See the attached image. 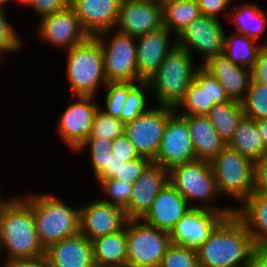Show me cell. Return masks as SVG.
Here are the masks:
<instances>
[{
	"instance_id": "1",
	"label": "cell",
	"mask_w": 267,
	"mask_h": 267,
	"mask_svg": "<svg viewBox=\"0 0 267 267\" xmlns=\"http://www.w3.org/2000/svg\"><path fill=\"white\" fill-rule=\"evenodd\" d=\"M0 247L6 253L0 267L15 259L45 255L32 209L18 195L11 196V200L0 211Z\"/></svg>"
},
{
	"instance_id": "26",
	"label": "cell",
	"mask_w": 267,
	"mask_h": 267,
	"mask_svg": "<svg viewBox=\"0 0 267 267\" xmlns=\"http://www.w3.org/2000/svg\"><path fill=\"white\" fill-rule=\"evenodd\" d=\"M227 21L235 25V33L244 34L259 43H267L266 40L260 39L267 29V13L258 3L243 1L239 5L236 4V7L232 6Z\"/></svg>"
},
{
	"instance_id": "30",
	"label": "cell",
	"mask_w": 267,
	"mask_h": 267,
	"mask_svg": "<svg viewBox=\"0 0 267 267\" xmlns=\"http://www.w3.org/2000/svg\"><path fill=\"white\" fill-rule=\"evenodd\" d=\"M261 43L244 34L225 31L224 54L233 64L251 70L257 60L258 48Z\"/></svg>"
},
{
	"instance_id": "51",
	"label": "cell",
	"mask_w": 267,
	"mask_h": 267,
	"mask_svg": "<svg viewBox=\"0 0 267 267\" xmlns=\"http://www.w3.org/2000/svg\"><path fill=\"white\" fill-rule=\"evenodd\" d=\"M256 123L264 143L265 151H267V118L257 120Z\"/></svg>"
},
{
	"instance_id": "38",
	"label": "cell",
	"mask_w": 267,
	"mask_h": 267,
	"mask_svg": "<svg viewBox=\"0 0 267 267\" xmlns=\"http://www.w3.org/2000/svg\"><path fill=\"white\" fill-rule=\"evenodd\" d=\"M100 106L95 114L91 132L88 138H101L114 141L124 134L125 124L101 110Z\"/></svg>"
},
{
	"instance_id": "27",
	"label": "cell",
	"mask_w": 267,
	"mask_h": 267,
	"mask_svg": "<svg viewBox=\"0 0 267 267\" xmlns=\"http://www.w3.org/2000/svg\"><path fill=\"white\" fill-rule=\"evenodd\" d=\"M91 242L96 267H126V225L115 233L98 237Z\"/></svg>"
},
{
	"instance_id": "21",
	"label": "cell",
	"mask_w": 267,
	"mask_h": 267,
	"mask_svg": "<svg viewBox=\"0 0 267 267\" xmlns=\"http://www.w3.org/2000/svg\"><path fill=\"white\" fill-rule=\"evenodd\" d=\"M190 209L187 200L168 182L141 220L170 233L180 218Z\"/></svg>"
},
{
	"instance_id": "17",
	"label": "cell",
	"mask_w": 267,
	"mask_h": 267,
	"mask_svg": "<svg viewBox=\"0 0 267 267\" xmlns=\"http://www.w3.org/2000/svg\"><path fill=\"white\" fill-rule=\"evenodd\" d=\"M163 27V7L155 0H122L115 30L140 36Z\"/></svg>"
},
{
	"instance_id": "46",
	"label": "cell",
	"mask_w": 267,
	"mask_h": 267,
	"mask_svg": "<svg viewBox=\"0 0 267 267\" xmlns=\"http://www.w3.org/2000/svg\"><path fill=\"white\" fill-rule=\"evenodd\" d=\"M112 154L118 159H124V162L140 157L135 146L124 134L112 142Z\"/></svg>"
},
{
	"instance_id": "15",
	"label": "cell",
	"mask_w": 267,
	"mask_h": 267,
	"mask_svg": "<svg viewBox=\"0 0 267 267\" xmlns=\"http://www.w3.org/2000/svg\"><path fill=\"white\" fill-rule=\"evenodd\" d=\"M197 159L186 120L176 111L168 118L160 148L153 163L170 170Z\"/></svg>"
},
{
	"instance_id": "7",
	"label": "cell",
	"mask_w": 267,
	"mask_h": 267,
	"mask_svg": "<svg viewBox=\"0 0 267 267\" xmlns=\"http://www.w3.org/2000/svg\"><path fill=\"white\" fill-rule=\"evenodd\" d=\"M222 197L240 205L254 192V162L226 146L211 162Z\"/></svg>"
},
{
	"instance_id": "3",
	"label": "cell",
	"mask_w": 267,
	"mask_h": 267,
	"mask_svg": "<svg viewBox=\"0 0 267 267\" xmlns=\"http://www.w3.org/2000/svg\"><path fill=\"white\" fill-rule=\"evenodd\" d=\"M20 197L32 209L38 238L45 249L80 232V205L72 207L54 193L30 191Z\"/></svg>"
},
{
	"instance_id": "29",
	"label": "cell",
	"mask_w": 267,
	"mask_h": 267,
	"mask_svg": "<svg viewBox=\"0 0 267 267\" xmlns=\"http://www.w3.org/2000/svg\"><path fill=\"white\" fill-rule=\"evenodd\" d=\"M220 138L227 145L232 139L244 112L241 102L229 100L215 104L206 115Z\"/></svg>"
},
{
	"instance_id": "28",
	"label": "cell",
	"mask_w": 267,
	"mask_h": 267,
	"mask_svg": "<svg viewBox=\"0 0 267 267\" xmlns=\"http://www.w3.org/2000/svg\"><path fill=\"white\" fill-rule=\"evenodd\" d=\"M227 146L255 162L265 152L256 120L243 116Z\"/></svg>"
},
{
	"instance_id": "12",
	"label": "cell",
	"mask_w": 267,
	"mask_h": 267,
	"mask_svg": "<svg viewBox=\"0 0 267 267\" xmlns=\"http://www.w3.org/2000/svg\"><path fill=\"white\" fill-rule=\"evenodd\" d=\"M221 22L215 17L199 16L176 36L177 46L187 50L192 57L194 52L200 53L204 57L202 64L223 54L225 28Z\"/></svg>"
},
{
	"instance_id": "48",
	"label": "cell",
	"mask_w": 267,
	"mask_h": 267,
	"mask_svg": "<svg viewBox=\"0 0 267 267\" xmlns=\"http://www.w3.org/2000/svg\"><path fill=\"white\" fill-rule=\"evenodd\" d=\"M3 267H49L45 255L36 258L15 259L5 263Z\"/></svg>"
},
{
	"instance_id": "42",
	"label": "cell",
	"mask_w": 267,
	"mask_h": 267,
	"mask_svg": "<svg viewBox=\"0 0 267 267\" xmlns=\"http://www.w3.org/2000/svg\"><path fill=\"white\" fill-rule=\"evenodd\" d=\"M151 162L152 161H150L148 158L142 156L123 162V164H121L118 168V172L115 173L112 179L135 183V181L141 176V173Z\"/></svg>"
},
{
	"instance_id": "49",
	"label": "cell",
	"mask_w": 267,
	"mask_h": 267,
	"mask_svg": "<svg viewBox=\"0 0 267 267\" xmlns=\"http://www.w3.org/2000/svg\"><path fill=\"white\" fill-rule=\"evenodd\" d=\"M248 267H267V246H254Z\"/></svg>"
},
{
	"instance_id": "36",
	"label": "cell",
	"mask_w": 267,
	"mask_h": 267,
	"mask_svg": "<svg viewBox=\"0 0 267 267\" xmlns=\"http://www.w3.org/2000/svg\"><path fill=\"white\" fill-rule=\"evenodd\" d=\"M138 83L139 82H108L103 88V90H106V96L103 98V103H105L103 106L105 109L102 107L101 110L119 119L122 115L123 106L126 104L128 93Z\"/></svg>"
},
{
	"instance_id": "18",
	"label": "cell",
	"mask_w": 267,
	"mask_h": 267,
	"mask_svg": "<svg viewBox=\"0 0 267 267\" xmlns=\"http://www.w3.org/2000/svg\"><path fill=\"white\" fill-rule=\"evenodd\" d=\"M172 36L175 35L165 26L136 36V68L142 81H148L156 73L166 56L177 45L176 37L173 40Z\"/></svg>"
},
{
	"instance_id": "8",
	"label": "cell",
	"mask_w": 267,
	"mask_h": 267,
	"mask_svg": "<svg viewBox=\"0 0 267 267\" xmlns=\"http://www.w3.org/2000/svg\"><path fill=\"white\" fill-rule=\"evenodd\" d=\"M126 267H159L171 245L168 232L146 224L141 219L126 222Z\"/></svg>"
},
{
	"instance_id": "22",
	"label": "cell",
	"mask_w": 267,
	"mask_h": 267,
	"mask_svg": "<svg viewBox=\"0 0 267 267\" xmlns=\"http://www.w3.org/2000/svg\"><path fill=\"white\" fill-rule=\"evenodd\" d=\"M200 65L219 81L230 100H244L251 81V70L233 64L224 53L211 57Z\"/></svg>"
},
{
	"instance_id": "34",
	"label": "cell",
	"mask_w": 267,
	"mask_h": 267,
	"mask_svg": "<svg viewBox=\"0 0 267 267\" xmlns=\"http://www.w3.org/2000/svg\"><path fill=\"white\" fill-rule=\"evenodd\" d=\"M151 94L150 87L147 81L139 82L129 93L126 99V104L123 106L120 120L125 124L139 117L142 113L148 111L152 106L147 102Z\"/></svg>"
},
{
	"instance_id": "25",
	"label": "cell",
	"mask_w": 267,
	"mask_h": 267,
	"mask_svg": "<svg viewBox=\"0 0 267 267\" xmlns=\"http://www.w3.org/2000/svg\"><path fill=\"white\" fill-rule=\"evenodd\" d=\"M188 124L197 159L211 162L227 145L207 116L181 115Z\"/></svg>"
},
{
	"instance_id": "4",
	"label": "cell",
	"mask_w": 267,
	"mask_h": 267,
	"mask_svg": "<svg viewBox=\"0 0 267 267\" xmlns=\"http://www.w3.org/2000/svg\"><path fill=\"white\" fill-rule=\"evenodd\" d=\"M169 182L187 200L191 208L234 211L233 206L217 205V200L222 196L209 161L195 159L172 167L169 170Z\"/></svg>"
},
{
	"instance_id": "20",
	"label": "cell",
	"mask_w": 267,
	"mask_h": 267,
	"mask_svg": "<svg viewBox=\"0 0 267 267\" xmlns=\"http://www.w3.org/2000/svg\"><path fill=\"white\" fill-rule=\"evenodd\" d=\"M122 0H70L83 29L89 36L114 29Z\"/></svg>"
},
{
	"instance_id": "37",
	"label": "cell",
	"mask_w": 267,
	"mask_h": 267,
	"mask_svg": "<svg viewBox=\"0 0 267 267\" xmlns=\"http://www.w3.org/2000/svg\"><path fill=\"white\" fill-rule=\"evenodd\" d=\"M133 184L112 178L102 180L98 183V186L103 192V196H100V199L106 203L125 209L130 201Z\"/></svg>"
},
{
	"instance_id": "23",
	"label": "cell",
	"mask_w": 267,
	"mask_h": 267,
	"mask_svg": "<svg viewBox=\"0 0 267 267\" xmlns=\"http://www.w3.org/2000/svg\"><path fill=\"white\" fill-rule=\"evenodd\" d=\"M49 267H96L92 242L80 232L45 249Z\"/></svg>"
},
{
	"instance_id": "52",
	"label": "cell",
	"mask_w": 267,
	"mask_h": 267,
	"mask_svg": "<svg viewBox=\"0 0 267 267\" xmlns=\"http://www.w3.org/2000/svg\"><path fill=\"white\" fill-rule=\"evenodd\" d=\"M1 189H3L2 187H1V184H0V211L3 209V207L11 200V198L10 197H7L6 198V196H5V198H4V193H3V190H1Z\"/></svg>"
},
{
	"instance_id": "45",
	"label": "cell",
	"mask_w": 267,
	"mask_h": 267,
	"mask_svg": "<svg viewBox=\"0 0 267 267\" xmlns=\"http://www.w3.org/2000/svg\"><path fill=\"white\" fill-rule=\"evenodd\" d=\"M267 85V43L258 48L257 60L251 68V81Z\"/></svg>"
},
{
	"instance_id": "2",
	"label": "cell",
	"mask_w": 267,
	"mask_h": 267,
	"mask_svg": "<svg viewBox=\"0 0 267 267\" xmlns=\"http://www.w3.org/2000/svg\"><path fill=\"white\" fill-rule=\"evenodd\" d=\"M254 246L245 224L233 213L196 252L200 267H248Z\"/></svg>"
},
{
	"instance_id": "47",
	"label": "cell",
	"mask_w": 267,
	"mask_h": 267,
	"mask_svg": "<svg viewBox=\"0 0 267 267\" xmlns=\"http://www.w3.org/2000/svg\"><path fill=\"white\" fill-rule=\"evenodd\" d=\"M254 191L267 192V151L254 162Z\"/></svg>"
},
{
	"instance_id": "43",
	"label": "cell",
	"mask_w": 267,
	"mask_h": 267,
	"mask_svg": "<svg viewBox=\"0 0 267 267\" xmlns=\"http://www.w3.org/2000/svg\"><path fill=\"white\" fill-rule=\"evenodd\" d=\"M70 0H26L23 6H28L31 10H33L34 14H36L39 18L55 14L64 10L67 6H69Z\"/></svg>"
},
{
	"instance_id": "55",
	"label": "cell",
	"mask_w": 267,
	"mask_h": 267,
	"mask_svg": "<svg viewBox=\"0 0 267 267\" xmlns=\"http://www.w3.org/2000/svg\"><path fill=\"white\" fill-rule=\"evenodd\" d=\"M11 2L14 1L16 2L17 4L22 5L26 0H10ZM21 3V4H20Z\"/></svg>"
},
{
	"instance_id": "33",
	"label": "cell",
	"mask_w": 267,
	"mask_h": 267,
	"mask_svg": "<svg viewBox=\"0 0 267 267\" xmlns=\"http://www.w3.org/2000/svg\"><path fill=\"white\" fill-rule=\"evenodd\" d=\"M213 106V103H209L207 85H198L193 81L183 99L175 107V111L179 115L206 116ZM180 109L183 110L179 112Z\"/></svg>"
},
{
	"instance_id": "53",
	"label": "cell",
	"mask_w": 267,
	"mask_h": 267,
	"mask_svg": "<svg viewBox=\"0 0 267 267\" xmlns=\"http://www.w3.org/2000/svg\"><path fill=\"white\" fill-rule=\"evenodd\" d=\"M10 3V0H0V8L7 9V4Z\"/></svg>"
},
{
	"instance_id": "13",
	"label": "cell",
	"mask_w": 267,
	"mask_h": 267,
	"mask_svg": "<svg viewBox=\"0 0 267 267\" xmlns=\"http://www.w3.org/2000/svg\"><path fill=\"white\" fill-rule=\"evenodd\" d=\"M234 211L191 208L169 233L171 244L198 250L213 230Z\"/></svg>"
},
{
	"instance_id": "44",
	"label": "cell",
	"mask_w": 267,
	"mask_h": 267,
	"mask_svg": "<svg viewBox=\"0 0 267 267\" xmlns=\"http://www.w3.org/2000/svg\"><path fill=\"white\" fill-rule=\"evenodd\" d=\"M195 1L200 8L201 15L215 17L219 20L221 19L220 17L222 16H224L225 19H227L230 7L233 4H235L234 3L235 0H195Z\"/></svg>"
},
{
	"instance_id": "24",
	"label": "cell",
	"mask_w": 267,
	"mask_h": 267,
	"mask_svg": "<svg viewBox=\"0 0 267 267\" xmlns=\"http://www.w3.org/2000/svg\"><path fill=\"white\" fill-rule=\"evenodd\" d=\"M234 214L245 224L255 245L267 246V192H253Z\"/></svg>"
},
{
	"instance_id": "9",
	"label": "cell",
	"mask_w": 267,
	"mask_h": 267,
	"mask_svg": "<svg viewBox=\"0 0 267 267\" xmlns=\"http://www.w3.org/2000/svg\"><path fill=\"white\" fill-rule=\"evenodd\" d=\"M107 82H141L136 68V37L110 29L98 33Z\"/></svg>"
},
{
	"instance_id": "11",
	"label": "cell",
	"mask_w": 267,
	"mask_h": 267,
	"mask_svg": "<svg viewBox=\"0 0 267 267\" xmlns=\"http://www.w3.org/2000/svg\"><path fill=\"white\" fill-rule=\"evenodd\" d=\"M73 99L58 117L55 128L66 147L75 153L90 135L100 101L94 96H72Z\"/></svg>"
},
{
	"instance_id": "35",
	"label": "cell",
	"mask_w": 267,
	"mask_h": 267,
	"mask_svg": "<svg viewBox=\"0 0 267 267\" xmlns=\"http://www.w3.org/2000/svg\"><path fill=\"white\" fill-rule=\"evenodd\" d=\"M241 104L244 116L256 121L267 118V85L250 82Z\"/></svg>"
},
{
	"instance_id": "6",
	"label": "cell",
	"mask_w": 267,
	"mask_h": 267,
	"mask_svg": "<svg viewBox=\"0 0 267 267\" xmlns=\"http://www.w3.org/2000/svg\"><path fill=\"white\" fill-rule=\"evenodd\" d=\"M193 58L187 50L177 45L166 56L156 73L147 81L157 104L176 107L183 99L194 81L196 71L201 67L195 64Z\"/></svg>"
},
{
	"instance_id": "5",
	"label": "cell",
	"mask_w": 267,
	"mask_h": 267,
	"mask_svg": "<svg viewBox=\"0 0 267 267\" xmlns=\"http://www.w3.org/2000/svg\"><path fill=\"white\" fill-rule=\"evenodd\" d=\"M67 53L66 80L71 96H97L108 83L104 73L103 51L99 40L89 36Z\"/></svg>"
},
{
	"instance_id": "41",
	"label": "cell",
	"mask_w": 267,
	"mask_h": 267,
	"mask_svg": "<svg viewBox=\"0 0 267 267\" xmlns=\"http://www.w3.org/2000/svg\"><path fill=\"white\" fill-rule=\"evenodd\" d=\"M194 81L198 85H207L209 103H213L215 105L230 100L219 81L212 77L202 67L196 71Z\"/></svg>"
},
{
	"instance_id": "16",
	"label": "cell",
	"mask_w": 267,
	"mask_h": 267,
	"mask_svg": "<svg viewBox=\"0 0 267 267\" xmlns=\"http://www.w3.org/2000/svg\"><path fill=\"white\" fill-rule=\"evenodd\" d=\"M80 205V233L90 241L123 229L128 221L125 210L99 197Z\"/></svg>"
},
{
	"instance_id": "39",
	"label": "cell",
	"mask_w": 267,
	"mask_h": 267,
	"mask_svg": "<svg viewBox=\"0 0 267 267\" xmlns=\"http://www.w3.org/2000/svg\"><path fill=\"white\" fill-rule=\"evenodd\" d=\"M7 12L6 9L0 8V65L3 64L2 62L6 54H16V52L21 51L25 46L22 38L9 23L11 21L7 17Z\"/></svg>"
},
{
	"instance_id": "54",
	"label": "cell",
	"mask_w": 267,
	"mask_h": 267,
	"mask_svg": "<svg viewBox=\"0 0 267 267\" xmlns=\"http://www.w3.org/2000/svg\"><path fill=\"white\" fill-rule=\"evenodd\" d=\"M159 5L163 6L164 4L172 1H177V0H155Z\"/></svg>"
},
{
	"instance_id": "10",
	"label": "cell",
	"mask_w": 267,
	"mask_h": 267,
	"mask_svg": "<svg viewBox=\"0 0 267 267\" xmlns=\"http://www.w3.org/2000/svg\"><path fill=\"white\" fill-rule=\"evenodd\" d=\"M174 112L175 107L155 105L139 117L125 123L124 135L135 146L139 156L154 161L167 120Z\"/></svg>"
},
{
	"instance_id": "50",
	"label": "cell",
	"mask_w": 267,
	"mask_h": 267,
	"mask_svg": "<svg viewBox=\"0 0 267 267\" xmlns=\"http://www.w3.org/2000/svg\"><path fill=\"white\" fill-rule=\"evenodd\" d=\"M124 159H118L116 156L109 155L108 161V179H111L116 172H118V168L121 164H123Z\"/></svg>"
},
{
	"instance_id": "40",
	"label": "cell",
	"mask_w": 267,
	"mask_h": 267,
	"mask_svg": "<svg viewBox=\"0 0 267 267\" xmlns=\"http://www.w3.org/2000/svg\"><path fill=\"white\" fill-rule=\"evenodd\" d=\"M159 267H200L196 250L171 244Z\"/></svg>"
},
{
	"instance_id": "19",
	"label": "cell",
	"mask_w": 267,
	"mask_h": 267,
	"mask_svg": "<svg viewBox=\"0 0 267 267\" xmlns=\"http://www.w3.org/2000/svg\"><path fill=\"white\" fill-rule=\"evenodd\" d=\"M168 182L169 170L151 162L133 184L130 201L124 209L127 218L142 219Z\"/></svg>"
},
{
	"instance_id": "32",
	"label": "cell",
	"mask_w": 267,
	"mask_h": 267,
	"mask_svg": "<svg viewBox=\"0 0 267 267\" xmlns=\"http://www.w3.org/2000/svg\"><path fill=\"white\" fill-rule=\"evenodd\" d=\"M111 140L101 138H87L84 143L77 149L76 153H83L84 150H89L90 165L94 173V180L99 183L102 180L108 179V161L109 155L112 154ZM88 148V149H87Z\"/></svg>"
},
{
	"instance_id": "14",
	"label": "cell",
	"mask_w": 267,
	"mask_h": 267,
	"mask_svg": "<svg viewBox=\"0 0 267 267\" xmlns=\"http://www.w3.org/2000/svg\"><path fill=\"white\" fill-rule=\"evenodd\" d=\"M37 24L35 33L39 35L38 38L58 50H69L89 37L70 5L60 12L43 17Z\"/></svg>"
},
{
	"instance_id": "31",
	"label": "cell",
	"mask_w": 267,
	"mask_h": 267,
	"mask_svg": "<svg viewBox=\"0 0 267 267\" xmlns=\"http://www.w3.org/2000/svg\"><path fill=\"white\" fill-rule=\"evenodd\" d=\"M163 26L175 37L190 23L201 16L200 8L195 0H177L164 4Z\"/></svg>"
}]
</instances>
